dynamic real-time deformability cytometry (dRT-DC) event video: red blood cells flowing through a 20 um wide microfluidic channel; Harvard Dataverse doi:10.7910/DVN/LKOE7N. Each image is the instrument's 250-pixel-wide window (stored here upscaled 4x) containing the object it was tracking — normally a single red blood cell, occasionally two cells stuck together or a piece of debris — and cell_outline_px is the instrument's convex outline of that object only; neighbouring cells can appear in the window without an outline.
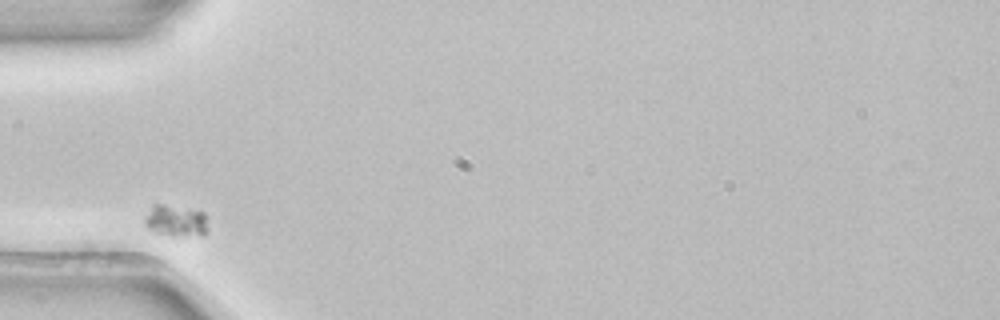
{"species": "common noctule bat (a hibernating species)", "species_latin": "Nyctalus noctula", "temperature_condition": "room temperature", "stored_images_in_passage": 3, "camera_frame_rate_fps": 3000, "um_per_image_px": 0.085, "animal": {"sex": "female", "body_mass_g": 22.7, "forearm_length_mm": 54.2}, "frame": {"image": 1, "passage_image": 1, "time_ms": 0.0, "image_size_px": [1000, 320], "cell_outline_px": [[208, 232], [204, 236], [172, 236], [156, 232], [148, 228], [144, 224], [144, 220], [152, 204], [164, 204], [188, 208], [204, 212], [208, 228]], "centroid_in_image_um": [14.98, 18.77], "position_along_channel_um": 70.0, "area_um2": 11.91}}